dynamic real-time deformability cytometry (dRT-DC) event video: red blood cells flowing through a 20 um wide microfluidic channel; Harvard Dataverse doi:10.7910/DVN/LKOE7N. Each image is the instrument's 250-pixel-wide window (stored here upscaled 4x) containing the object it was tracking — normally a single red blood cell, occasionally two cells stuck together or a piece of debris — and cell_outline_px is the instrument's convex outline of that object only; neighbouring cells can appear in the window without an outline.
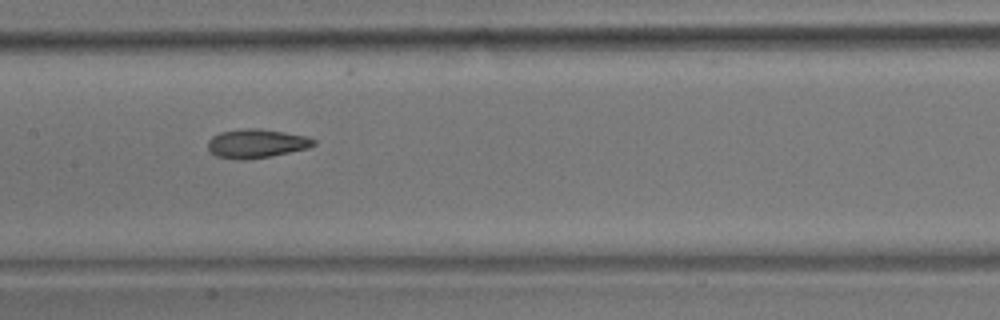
{"species": "common noctule bat (a hibernating species)", "species_latin": "Nyctalus noctula", "temperature_condition": "room temperature", "stored_images_in_passage": 14, "camera_frame_rate_fps": 3000, "um_per_image_px": 0.085, "animal": {"sex": "male", "body_mass_g": 17.9}, "frame": {"image": 1, "passage_image": 7, "time_ms": 7.667, "image_size_px": [1000, 320], "cell_outline_px": [[316, 144], [308, 148], [272, 156], [244, 160], [240, 160], [216, 156], [208, 148], [208, 140], [212, 136], [220, 132], [248, 128], [260, 128], [308, 136], [316, 140]], "centroid_in_image_um": [21.82, 12.19], "position_along_channel_um": 185.6, "area_um2": 17.86}}
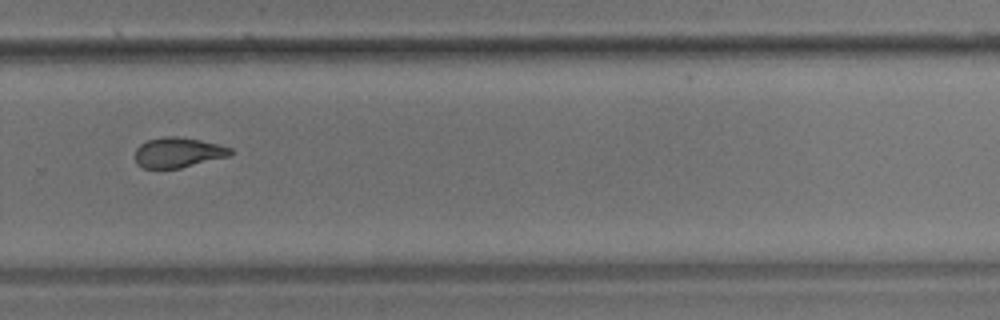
{"frame": {"image": 2, "passage_image": 10, "time_ms": 11.333, "image_size_px": [1000, 320], "cell_outline_px": [[232, 152], [228, 156], [180, 168], [144, 168], [136, 164], [136, 148], [140, 144], [148, 140], [164, 136], [176, 136], [200, 140], [232, 148]], "centroid_in_image_um": [15.1, 12.96], "position_along_channel_um": 314.7, "area_um2": 16.53}}
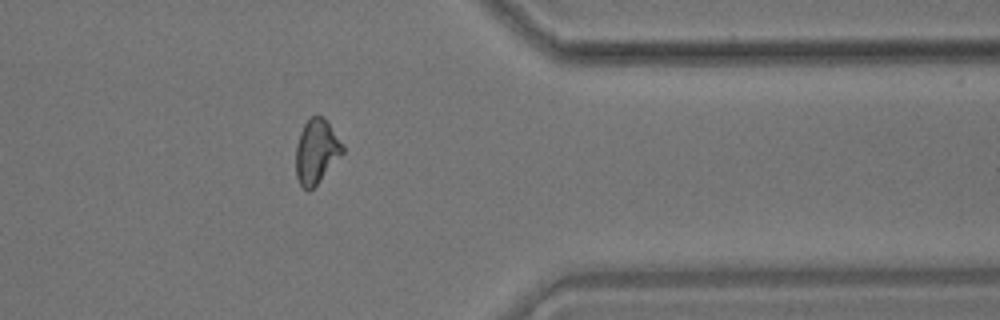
{"frame": {"image": 3, "passage_image": 12, "time_ms": 13.667, "image_size_px": [1000, 320], "cell_outline_px": [[344, 152], [316, 184], [308, 192], [300, 184], [296, 176], [296, 148], [300, 132], [304, 124], [316, 112], [328, 124], [344, 144]], "centroid_in_image_um": [26.89, 12.86], "position_along_channel_um": 384.5, "area_um2": 17.22}, "authors_computed_cell_mechanics": {"area_um2": 18.0047, "velocity_mm_per_s": 3.5355, "shape_relaxation_time_tau1_ms": 10.2255, "shape_relaxation_time_tau2_ms": 2.8912, "deformation_change_tau1": 0.1699, "deformation_change_tau2": 0.0769}}